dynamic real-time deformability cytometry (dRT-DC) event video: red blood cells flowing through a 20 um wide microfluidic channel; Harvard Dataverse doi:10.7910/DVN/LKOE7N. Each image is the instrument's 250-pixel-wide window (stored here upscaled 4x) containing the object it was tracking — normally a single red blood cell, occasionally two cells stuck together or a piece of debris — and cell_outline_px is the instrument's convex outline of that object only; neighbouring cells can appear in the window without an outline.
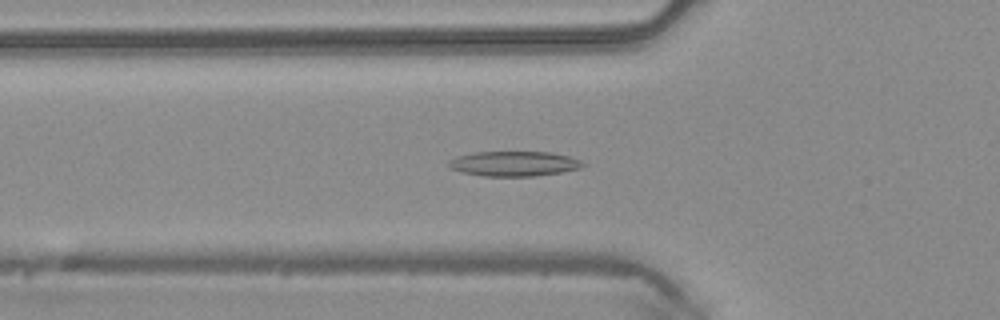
{"species": "common noctule bat (a hibernating species)", "species_latin": "Nyctalus noctula", "temperature_condition": "warm", "stored_images_in_passage": 40, "camera_frame_rate_fps": 3000, "um_per_image_px": 0.085, "animal": {"sex": "male", "body_mass_g": 20.4}, "frame": {"image": 1, "passage_image": 9, "time_ms": 2.667, "image_size_px": [1000, 320], "cell_outline_px": [[584, 164], [580, 168], [560, 172], [532, 176], [484, 176], [460, 172], [448, 168], [448, 160], [456, 156], [476, 152], [552, 152], [568, 156], [580, 160]], "centroid_in_image_um": [43.62, 13.91], "position_along_channel_um": 82.2, "area_um2": 19.48}}
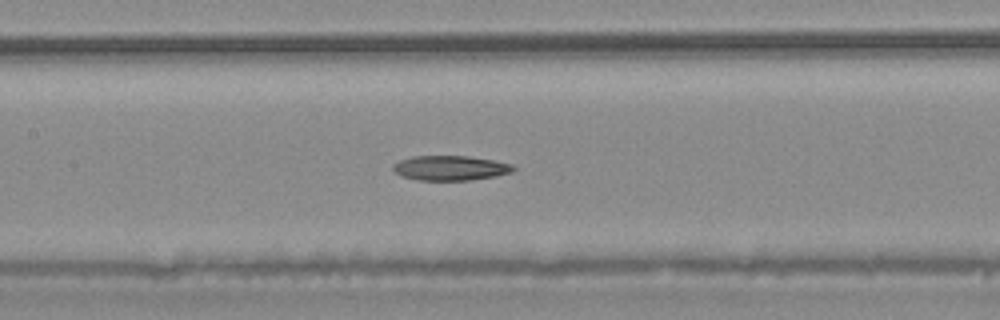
{"frame": {"image": 2, "passage_image": 15, "time_ms": 4.667, "image_size_px": [1000, 320], "cell_outline_px": [[516, 168], [512, 172], [496, 176], [468, 180], [416, 180], [400, 176], [392, 168], [392, 164], [400, 160], [412, 156], [468, 156], [492, 160], [512, 164]], "centroid_in_image_um": [38.25, 14.28], "position_along_channel_um": 169.1, "area_um2": 17.4}}
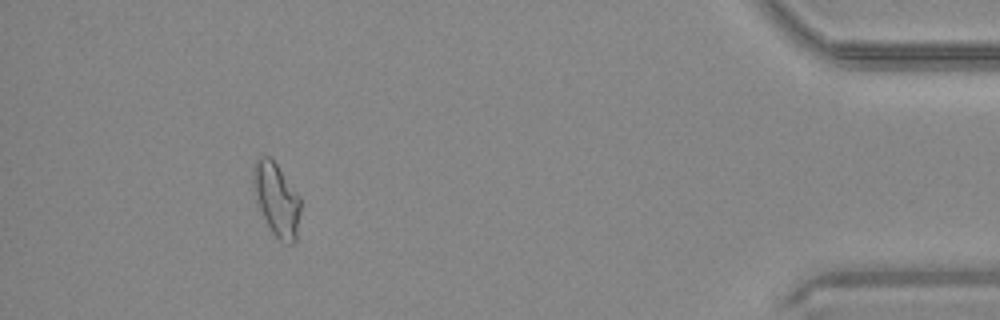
{"frame": {"image": 3, "passage_image": 36, "time_ms": 11.667, "image_size_px": [1000, 320], "cell_outline_px": [[300, 212], [296, 240], [292, 244], [288, 244], [280, 240], [272, 232], [256, 200], [252, 184], [252, 164], [260, 156], [272, 156], [300, 196]], "centroid_in_image_um": [23.5, 16.88], "position_along_channel_um": 411.7, "area_um2": 20.35}}